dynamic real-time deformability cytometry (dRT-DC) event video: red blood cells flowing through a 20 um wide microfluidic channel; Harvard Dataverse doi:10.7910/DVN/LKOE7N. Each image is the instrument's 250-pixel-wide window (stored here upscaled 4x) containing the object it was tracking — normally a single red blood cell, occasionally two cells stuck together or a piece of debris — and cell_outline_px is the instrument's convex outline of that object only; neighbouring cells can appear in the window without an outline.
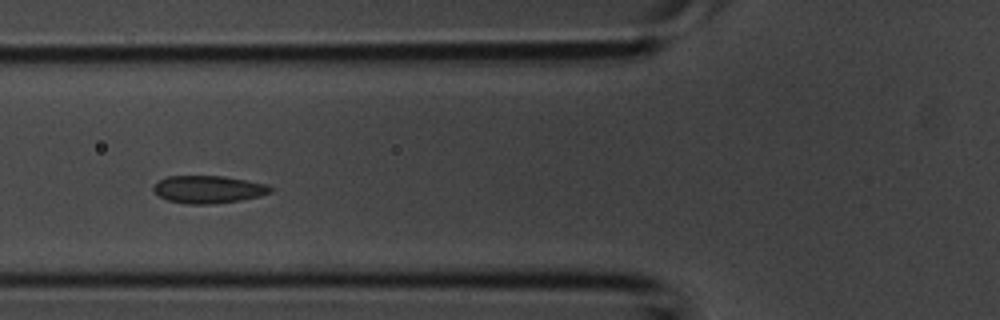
{"species": "common noctule bat (a hibernating species)", "species_latin": "Nyctalus noctula", "temperature_condition": "room temperature", "stored_images_in_passage": 3, "camera_frame_rate_fps": 3000, "um_per_image_px": 0.085, "animal": {"sex": "male", "body_mass_g": 20.1, "forearm_length_mm": 53.5}, "frame": {"image": 1, "passage_image": 3, "time_ms": 0.667, "image_size_px": [1000, 320], "cell_outline_px": [[276, 188], [272, 192], [260, 196], [240, 200], [212, 204], [188, 204], [168, 200], [160, 196], [152, 188], [160, 180], [168, 176], [224, 176], [248, 180], [268, 184]], "centroid_in_image_um": [17.79, 16.09], "position_along_channel_um": 108.0, "area_um2": 18.84}}